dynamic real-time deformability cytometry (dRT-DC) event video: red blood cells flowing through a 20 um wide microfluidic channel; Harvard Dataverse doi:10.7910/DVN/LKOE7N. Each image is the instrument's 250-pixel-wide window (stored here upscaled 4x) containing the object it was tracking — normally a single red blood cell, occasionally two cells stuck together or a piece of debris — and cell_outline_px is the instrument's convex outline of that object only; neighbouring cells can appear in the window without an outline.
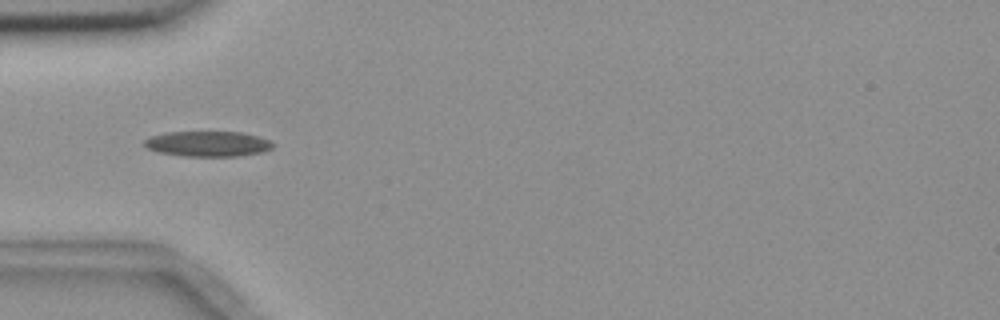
{"species": "common noctule bat (a hibernating species)", "species_latin": "Nyctalus noctula", "temperature_condition": "room temperature", "stored_images_in_passage": 7, "camera_frame_rate_fps": 3000, "um_per_image_px": 0.085, "animal": {"sex": "female", "body_mass_g": 18.4}, "frame": {"image": 1, "passage_image": 4, "time_ms": 3.667, "image_size_px": [1000, 320], "cell_outline_px": [[276, 144], [272, 148], [260, 152], [240, 156], [184, 156], [160, 152], [148, 148], [140, 144], [148, 136], [164, 132], [240, 132], [260, 136], [272, 140]], "centroid_in_image_um": [17.66, 12.21], "position_along_channel_um": 67.3, "area_um2": 19.25}}
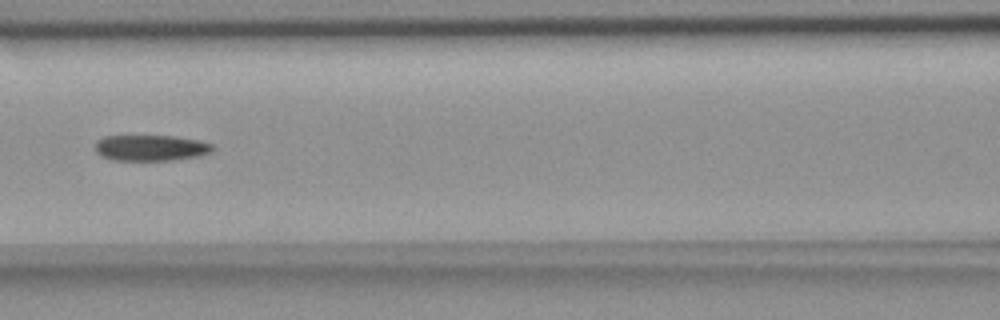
{"frame": {"image": 2, "passage_image": 6, "time_ms": 6.0, "image_size_px": [1000, 320], "cell_outline_px": [[212, 152], [200, 156], [172, 160], [112, 160], [100, 156], [96, 152], [96, 140], [104, 136], [172, 136], [200, 140], [212, 144]], "centroid_in_image_um": [12.81, 12.57], "position_along_channel_um": 153.8, "area_um2": 17.8}}
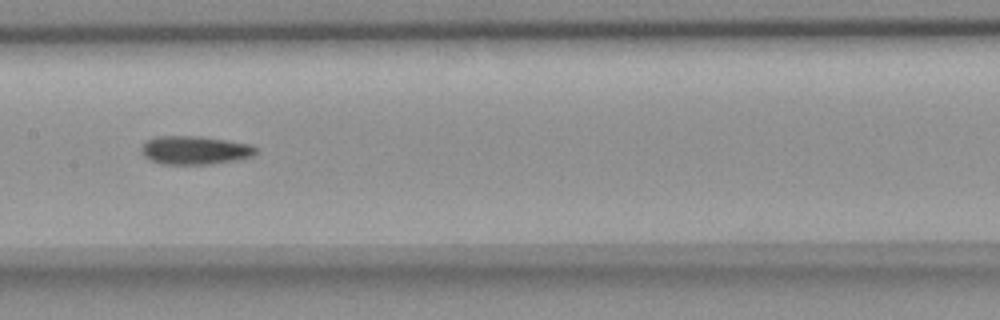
{"frame": {"image": 3, "passage_image": 7, "time_ms": 7.0, "image_size_px": [1000, 320], "cell_outline_px": [[256, 152], [252, 156], [236, 160], [208, 164], [160, 164], [144, 156], [140, 148], [148, 140], [156, 136], [200, 136], [252, 144], [256, 148]], "centroid_in_image_um": [16.57, 12.76], "position_along_channel_um": 190.8, "area_um2": 18.9}}